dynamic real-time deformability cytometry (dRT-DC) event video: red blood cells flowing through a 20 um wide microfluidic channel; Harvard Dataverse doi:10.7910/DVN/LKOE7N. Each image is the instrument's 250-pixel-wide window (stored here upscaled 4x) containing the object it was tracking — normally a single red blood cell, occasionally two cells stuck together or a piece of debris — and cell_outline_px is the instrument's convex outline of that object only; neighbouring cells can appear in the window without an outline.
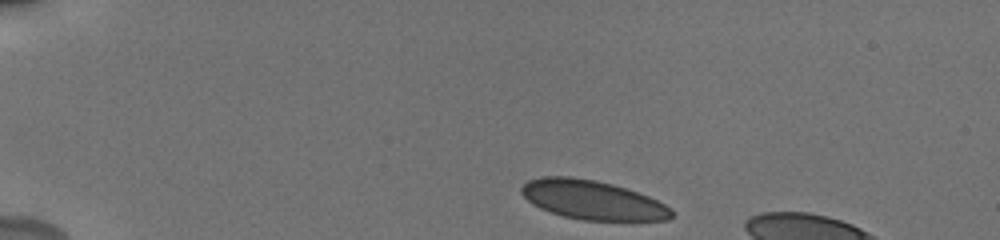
{"species": "human", "species_latin": "Homo sapiens", "temperature_condition": "cold", "stored_images_in_passage": 58, "camera_frame_rate_fps": 3000, "um_per_image_px": 0.085, "donor": {"sex": "male"}, "frame": {"image": 1, "passage_image": 1, "time_ms": 0.0, "image_size_px": [1000, 240], "cell_outline_px": [[676, 216], [668, 220], [584, 220], [564, 216], [540, 208], [532, 204], [520, 192], [520, 188], [528, 180], [544, 176], [568, 176], [596, 180], [612, 184], [648, 196], [672, 208]], "centroid_in_image_um": [50.37, 16.99], "position_along_channel_um": 34.6, "area_um2": 34.1}}
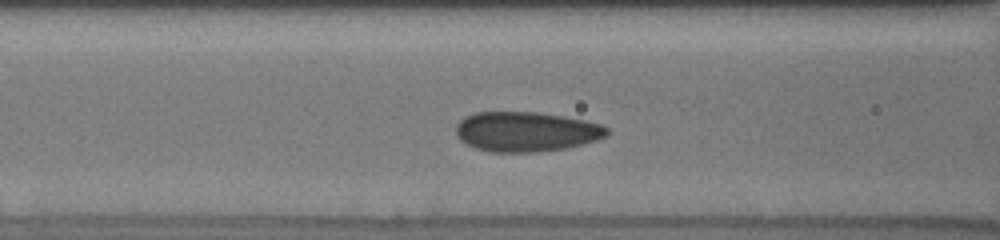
{"frame": {"image": 2, "passage_image": 19, "time_ms": 4.333, "image_size_px": [1000, 240], "cell_outline_px": [[608, 136], [596, 140], [564, 148], [536, 152], [492, 152], [476, 148], [460, 140], [456, 136], [456, 124], [464, 116], [472, 112], [536, 112], [564, 116], [584, 120], [600, 124], [608, 128]], "centroid_in_image_um": [44.69, 11.18], "position_along_channel_um": 121.9, "area_um2": 35.08}}
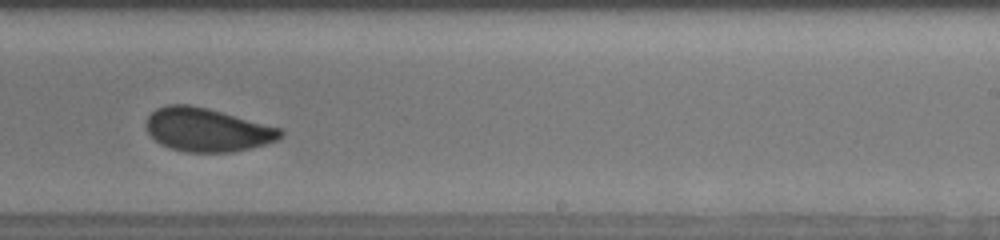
{"frame": {"image": 3, "passage_image": 36, "time_ms": 8.333, "image_size_px": [1000, 240], "cell_outline_px": [[284, 136], [276, 140], [264, 144], [232, 152], [184, 152], [168, 148], [160, 144], [148, 132], [148, 116], [156, 108], [168, 104], [188, 104], [208, 108], [284, 128]], "centroid_in_image_um": [17.65, 11.03], "position_along_channel_um": 271.4, "area_um2": 34.16}}